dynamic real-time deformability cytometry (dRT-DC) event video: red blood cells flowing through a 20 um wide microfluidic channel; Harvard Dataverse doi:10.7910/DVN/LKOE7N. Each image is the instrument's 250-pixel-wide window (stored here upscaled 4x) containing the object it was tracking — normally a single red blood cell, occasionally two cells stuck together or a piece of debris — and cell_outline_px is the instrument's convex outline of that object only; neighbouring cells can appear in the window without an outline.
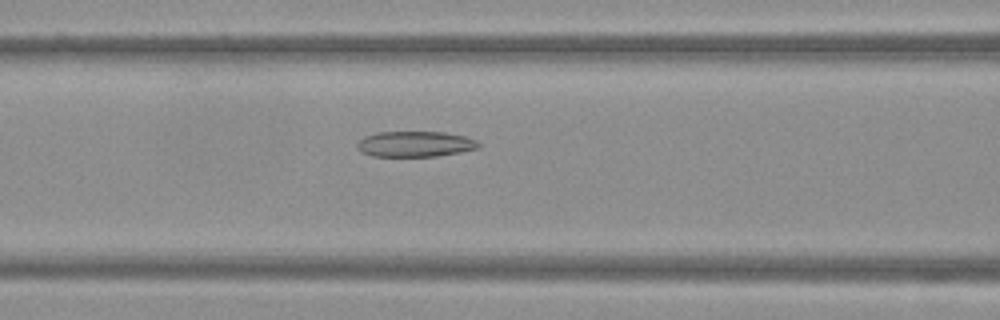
{"species": "Egyptian fruit bat (a non-hibernating species)", "species_latin": "Rousettus aegyptiacus", "temperature_condition": "warm", "stored_images_in_passage": 45, "camera_frame_rate_fps": 3000, "um_per_image_px": 0.085, "frame": {"image": 1, "passage_image": 16, "time_ms": 5.0, "image_size_px": [1000, 320], "cell_outline_px": [[480, 148], [460, 152], [436, 156], [372, 156], [360, 152], [356, 148], [356, 144], [364, 136], [376, 132], [444, 132], [464, 136], [476, 140], [480, 144]], "centroid_in_image_um": [35.26, 12.24], "position_along_channel_um": 131.3, "area_um2": 18.21}}
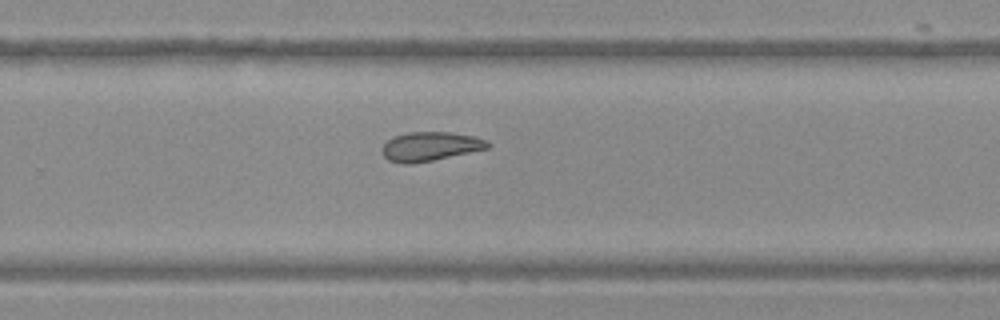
{"frame": {"image": 2, "passage_image": 28, "time_ms": 9.0, "image_size_px": [1000, 320], "cell_outline_px": [[492, 144], [488, 148], [432, 160], [408, 164], [400, 164], [388, 160], [380, 152], [380, 148], [392, 136], [408, 132], [448, 132], [472, 136], [488, 140]], "centroid_in_image_um": [36.51, 12.44], "position_along_channel_um": 293.3, "area_um2": 17.92}}
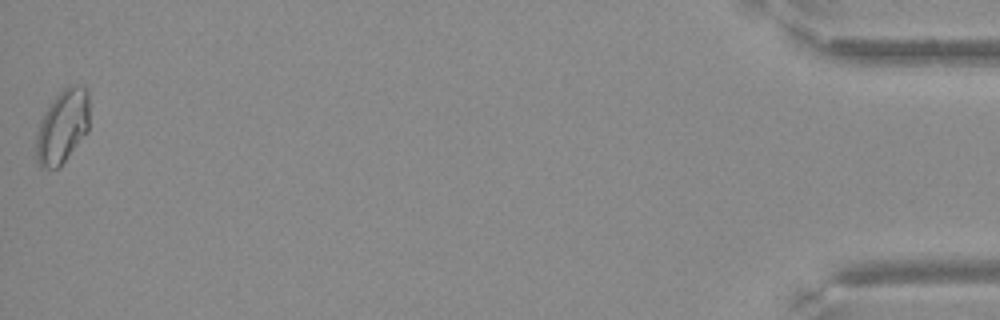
{"frame": {"image": 3, "passage_image": 45, "time_ms": 14.667, "image_size_px": [1000, 320], "cell_outline_px": [[88, 132], [60, 168], [40, 168], [36, 160], [36, 136], [40, 120], [44, 112], [52, 100], [68, 84], [84, 84], [88, 92]], "centroid_in_image_um": [5.31, 10.76], "position_along_channel_um": 429.9, "area_um2": 23.29}}